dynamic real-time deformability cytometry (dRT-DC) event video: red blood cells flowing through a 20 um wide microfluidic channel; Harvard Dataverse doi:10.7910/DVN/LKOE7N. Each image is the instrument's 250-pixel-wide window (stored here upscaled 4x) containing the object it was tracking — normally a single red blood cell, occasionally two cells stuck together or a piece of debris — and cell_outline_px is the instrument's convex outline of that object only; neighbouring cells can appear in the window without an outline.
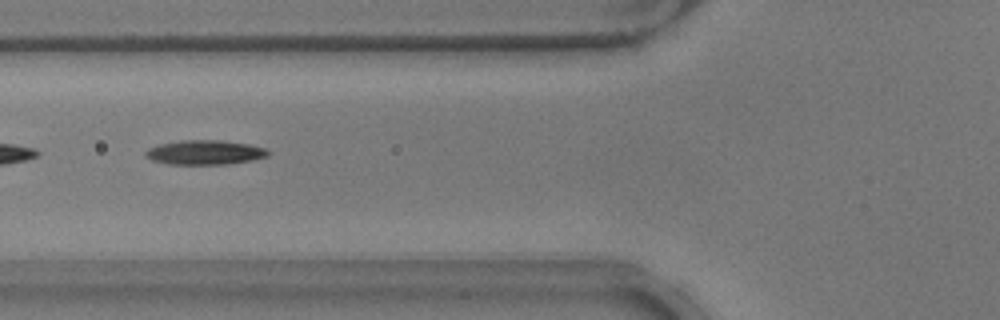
{"species": "common noctule bat (a hibernating species)", "species_latin": "Nyctalus noctula", "temperature_condition": "warm", "stored_images_in_passage": 21, "camera_frame_rate_fps": 3000, "um_per_image_px": 0.085, "animal": {"sex": "male", "body_mass_g": 17.9}, "frame": {"image": 1, "passage_image": 4, "time_ms": 1.0, "image_size_px": [1000, 320], "cell_outline_px": [[272, 152], [268, 156], [252, 160], [228, 164], [168, 164], [152, 160], [144, 156], [144, 152], [148, 148], [160, 144], [180, 140], [220, 140], [248, 144], [268, 148]], "centroid_in_image_um": [17.44, 12.95], "position_along_channel_um": 108.4, "area_um2": 17.63}}
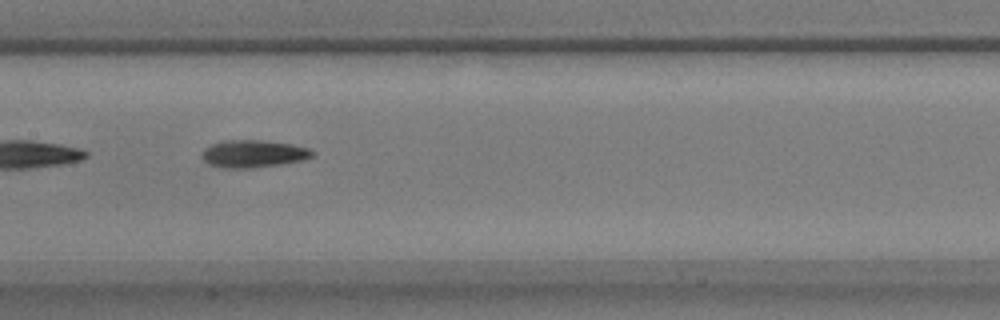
{"frame": {"image": 2, "passage_image": 10, "time_ms": 3.0, "image_size_px": [1000, 320], "cell_outline_px": [[312, 156], [300, 160], [280, 164], [252, 168], [224, 168], [208, 164], [200, 156], [204, 148], [212, 144], [224, 140], [264, 140], [288, 144], [308, 148], [312, 152]], "centroid_in_image_um": [21.45, 13.07], "position_along_channel_um": 186.0, "area_um2": 17.46}}